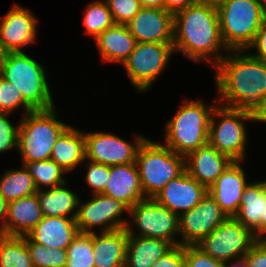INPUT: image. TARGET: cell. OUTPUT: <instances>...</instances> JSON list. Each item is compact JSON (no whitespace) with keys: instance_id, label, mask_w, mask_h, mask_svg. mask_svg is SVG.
<instances>
[{"instance_id":"cell-1","label":"cell","mask_w":266,"mask_h":267,"mask_svg":"<svg viewBox=\"0 0 266 267\" xmlns=\"http://www.w3.org/2000/svg\"><path fill=\"white\" fill-rule=\"evenodd\" d=\"M243 52L246 51L226 52L213 68L218 89L216 101L255 117L266 99V62Z\"/></svg>"},{"instance_id":"cell-2","label":"cell","mask_w":266,"mask_h":267,"mask_svg":"<svg viewBox=\"0 0 266 267\" xmlns=\"http://www.w3.org/2000/svg\"><path fill=\"white\" fill-rule=\"evenodd\" d=\"M173 47L196 63L209 60L214 68L225 56L221 50L229 51L221 37L217 9L194 3L176 12Z\"/></svg>"},{"instance_id":"cell-3","label":"cell","mask_w":266,"mask_h":267,"mask_svg":"<svg viewBox=\"0 0 266 267\" xmlns=\"http://www.w3.org/2000/svg\"><path fill=\"white\" fill-rule=\"evenodd\" d=\"M216 104L206 105L199 100L188 99L165 124V146L186 156L208 144L209 124Z\"/></svg>"},{"instance_id":"cell-4","label":"cell","mask_w":266,"mask_h":267,"mask_svg":"<svg viewBox=\"0 0 266 267\" xmlns=\"http://www.w3.org/2000/svg\"><path fill=\"white\" fill-rule=\"evenodd\" d=\"M55 106L28 112L20 121L18 147L22 164L50 160L57 139L70 126L56 117Z\"/></svg>"},{"instance_id":"cell-5","label":"cell","mask_w":266,"mask_h":267,"mask_svg":"<svg viewBox=\"0 0 266 267\" xmlns=\"http://www.w3.org/2000/svg\"><path fill=\"white\" fill-rule=\"evenodd\" d=\"M135 164L146 198H153L170 180L185 171L184 156L147 138L137 151Z\"/></svg>"},{"instance_id":"cell-6","label":"cell","mask_w":266,"mask_h":267,"mask_svg":"<svg viewBox=\"0 0 266 267\" xmlns=\"http://www.w3.org/2000/svg\"><path fill=\"white\" fill-rule=\"evenodd\" d=\"M217 13L221 37L229 51L247 50L266 22L257 0H226Z\"/></svg>"},{"instance_id":"cell-7","label":"cell","mask_w":266,"mask_h":267,"mask_svg":"<svg viewBox=\"0 0 266 267\" xmlns=\"http://www.w3.org/2000/svg\"><path fill=\"white\" fill-rule=\"evenodd\" d=\"M1 76L18 88L35 110L55 106L45 68L23 51L7 53Z\"/></svg>"},{"instance_id":"cell-8","label":"cell","mask_w":266,"mask_h":267,"mask_svg":"<svg viewBox=\"0 0 266 267\" xmlns=\"http://www.w3.org/2000/svg\"><path fill=\"white\" fill-rule=\"evenodd\" d=\"M215 116L221 117L218 123ZM243 121H254V116L217 105L211 114L208 144L233 161H244L248 133Z\"/></svg>"},{"instance_id":"cell-9","label":"cell","mask_w":266,"mask_h":267,"mask_svg":"<svg viewBox=\"0 0 266 267\" xmlns=\"http://www.w3.org/2000/svg\"><path fill=\"white\" fill-rule=\"evenodd\" d=\"M128 215L133 218L135 224L127 223L125 229L129 235L163 239L173 246L180 245V241L176 240L179 235V217L154 198H145L137 202L129 209ZM133 225L139 229L137 234L132 229Z\"/></svg>"},{"instance_id":"cell-10","label":"cell","mask_w":266,"mask_h":267,"mask_svg":"<svg viewBox=\"0 0 266 267\" xmlns=\"http://www.w3.org/2000/svg\"><path fill=\"white\" fill-rule=\"evenodd\" d=\"M174 52L173 43L137 42L130 56L123 63L135 89L149 91Z\"/></svg>"},{"instance_id":"cell-11","label":"cell","mask_w":266,"mask_h":267,"mask_svg":"<svg viewBox=\"0 0 266 267\" xmlns=\"http://www.w3.org/2000/svg\"><path fill=\"white\" fill-rule=\"evenodd\" d=\"M258 240L250 229L228 217L196 246L214 259L226 262L244 257Z\"/></svg>"},{"instance_id":"cell-12","label":"cell","mask_w":266,"mask_h":267,"mask_svg":"<svg viewBox=\"0 0 266 267\" xmlns=\"http://www.w3.org/2000/svg\"><path fill=\"white\" fill-rule=\"evenodd\" d=\"M128 214L129 208L121 201L105 194H93L89 201H79L75 222L80 233L92 234L95 227L101 226V232H110L125 228L128 221L121 217Z\"/></svg>"},{"instance_id":"cell-13","label":"cell","mask_w":266,"mask_h":267,"mask_svg":"<svg viewBox=\"0 0 266 267\" xmlns=\"http://www.w3.org/2000/svg\"><path fill=\"white\" fill-rule=\"evenodd\" d=\"M86 160L107 166L135 163L137 151L146 139L141 135H135L134 143L105 132L84 133Z\"/></svg>"},{"instance_id":"cell-14","label":"cell","mask_w":266,"mask_h":267,"mask_svg":"<svg viewBox=\"0 0 266 267\" xmlns=\"http://www.w3.org/2000/svg\"><path fill=\"white\" fill-rule=\"evenodd\" d=\"M227 218L208 192L193 209L179 216L180 245H196Z\"/></svg>"},{"instance_id":"cell-15","label":"cell","mask_w":266,"mask_h":267,"mask_svg":"<svg viewBox=\"0 0 266 267\" xmlns=\"http://www.w3.org/2000/svg\"><path fill=\"white\" fill-rule=\"evenodd\" d=\"M37 24L31 11L14 4L11 10L0 18V46L7 53L22 52V47L36 40Z\"/></svg>"},{"instance_id":"cell-16","label":"cell","mask_w":266,"mask_h":267,"mask_svg":"<svg viewBox=\"0 0 266 267\" xmlns=\"http://www.w3.org/2000/svg\"><path fill=\"white\" fill-rule=\"evenodd\" d=\"M126 25L137 42L173 43L174 14L165 9L141 7Z\"/></svg>"},{"instance_id":"cell-17","label":"cell","mask_w":266,"mask_h":267,"mask_svg":"<svg viewBox=\"0 0 266 267\" xmlns=\"http://www.w3.org/2000/svg\"><path fill=\"white\" fill-rule=\"evenodd\" d=\"M208 193V189L186 171L170 180L153 198L178 217L193 209Z\"/></svg>"},{"instance_id":"cell-18","label":"cell","mask_w":266,"mask_h":267,"mask_svg":"<svg viewBox=\"0 0 266 267\" xmlns=\"http://www.w3.org/2000/svg\"><path fill=\"white\" fill-rule=\"evenodd\" d=\"M240 162L233 161L208 188L210 195L228 217H234L238 212L242 193L248 185Z\"/></svg>"},{"instance_id":"cell-19","label":"cell","mask_w":266,"mask_h":267,"mask_svg":"<svg viewBox=\"0 0 266 267\" xmlns=\"http://www.w3.org/2000/svg\"><path fill=\"white\" fill-rule=\"evenodd\" d=\"M184 159L185 171L207 189L233 162L209 144L188 153Z\"/></svg>"},{"instance_id":"cell-20","label":"cell","mask_w":266,"mask_h":267,"mask_svg":"<svg viewBox=\"0 0 266 267\" xmlns=\"http://www.w3.org/2000/svg\"><path fill=\"white\" fill-rule=\"evenodd\" d=\"M101 194L121 201L129 209L145 199L136 164L110 166V178Z\"/></svg>"},{"instance_id":"cell-21","label":"cell","mask_w":266,"mask_h":267,"mask_svg":"<svg viewBox=\"0 0 266 267\" xmlns=\"http://www.w3.org/2000/svg\"><path fill=\"white\" fill-rule=\"evenodd\" d=\"M78 233L75 218L43 216L26 237L47 248L67 249Z\"/></svg>"},{"instance_id":"cell-22","label":"cell","mask_w":266,"mask_h":267,"mask_svg":"<svg viewBox=\"0 0 266 267\" xmlns=\"http://www.w3.org/2000/svg\"><path fill=\"white\" fill-rule=\"evenodd\" d=\"M43 218L37 194L8 202L6 236H26Z\"/></svg>"},{"instance_id":"cell-23","label":"cell","mask_w":266,"mask_h":267,"mask_svg":"<svg viewBox=\"0 0 266 267\" xmlns=\"http://www.w3.org/2000/svg\"><path fill=\"white\" fill-rule=\"evenodd\" d=\"M128 233L125 228L93 233L95 267H124Z\"/></svg>"},{"instance_id":"cell-24","label":"cell","mask_w":266,"mask_h":267,"mask_svg":"<svg viewBox=\"0 0 266 267\" xmlns=\"http://www.w3.org/2000/svg\"><path fill=\"white\" fill-rule=\"evenodd\" d=\"M95 40L104 62H118L122 65L137 44L127 25L122 24H114L107 28Z\"/></svg>"},{"instance_id":"cell-25","label":"cell","mask_w":266,"mask_h":267,"mask_svg":"<svg viewBox=\"0 0 266 267\" xmlns=\"http://www.w3.org/2000/svg\"><path fill=\"white\" fill-rule=\"evenodd\" d=\"M266 181L250 182L244 188L234 218L260 239V219H265Z\"/></svg>"},{"instance_id":"cell-26","label":"cell","mask_w":266,"mask_h":267,"mask_svg":"<svg viewBox=\"0 0 266 267\" xmlns=\"http://www.w3.org/2000/svg\"><path fill=\"white\" fill-rule=\"evenodd\" d=\"M50 160L55 161L66 172L73 171L80 164H85V137L83 131L81 132L70 125L55 142Z\"/></svg>"},{"instance_id":"cell-27","label":"cell","mask_w":266,"mask_h":267,"mask_svg":"<svg viewBox=\"0 0 266 267\" xmlns=\"http://www.w3.org/2000/svg\"><path fill=\"white\" fill-rule=\"evenodd\" d=\"M172 247L170 242L163 239L144 238L128 234L124 267H151Z\"/></svg>"},{"instance_id":"cell-28","label":"cell","mask_w":266,"mask_h":267,"mask_svg":"<svg viewBox=\"0 0 266 267\" xmlns=\"http://www.w3.org/2000/svg\"><path fill=\"white\" fill-rule=\"evenodd\" d=\"M66 183L49 188L37 190V198L46 217L75 218L80 199L79 195L66 187ZM76 209V210H75Z\"/></svg>"},{"instance_id":"cell-29","label":"cell","mask_w":266,"mask_h":267,"mask_svg":"<svg viewBox=\"0 0 266 267\" xmlns=\"http://www.w3.org/2000/svg\"><path fill=\"white\" fill-rule=\"evenodd\" d=\"M37 193V188L27 168L9 169L0 175V194L7 201H14Z\"/></svg>"},{"instance_id":"cell-30","label":"cell","mask_w":266,"mask_h":267,"mask_svg":"<svg viewBox=\"0 0 266 267\" xmlns=\"http://www.w3.org/2000/svg\"><path fill=\"white\" fill-rule=\"evenodd\" d=\"M0 267H34L24 236L0 234Z\"/></svg>"},{"instance_id":"cell-31","label":"cell","mask_w":266,"mask_h":267,"mask_svg":"<svg viewBox=\"0 0 266 267\" xmlns=\"http://www.w3.org/2000/svg\"><path fill=\"white\" fill-rule=\"evenodd\" d=\"M24 166L32 176L37 190L45 186L49 189L68 183L64 177L67 172L53 160L26 162Z\"/></svg>"},{"instance_id":"cell-32","label":"cell","mask_w":266,"mask_h":267,"mask_svg":"<svg viewBox=\"0 0 266 267\" xmlns=\"http://www.w3.org/2000/svg\"><path fill=\"white\" fill-rule=\"evenodd\" d=\"M84 14L83 24L85 26V33L94 39L115 24L104 0L90 2Z\"/></svg>"},{"instance_id":"cell-33","label":"cell","mask_w":266,"mask_h":267,"mask_svg":"<svg viewBox=\"0 0 266 267\" xmlns=\"http://www.w3.org/2000/svg\"><path fill=\"white\" fill-rule=\"evenodd\" d=\"M66 267H94L93 233H78L67 247Z\"/></svg>"},{"instance_id":"cell-34","label":"cell","mask_w":266,"mask_h":267,"mask_svg":"<svg viewBox=\"0 0 266 267\" xmlns=\"http://www.w3.org/2000/svg\"><path fill=\"white\" fill-rule=\"evenodd\" d=\"M34 267H66L67 250L47 248L45 245L31 242L24 236Z\"/></svg>"},{"instance_id":"cell-35","label":"cell","mask_w":266,"mask_h":267,"mask_svg":"<svg viewBox=\"0 0 266 267\" xmlns=\"http://www.w3.org/2000/svg\"><path fill=\"white\" fill-rule=\"evenodd\" d=\"M24 106V115L35 110L22 96V93L10 81L0 75V113L12 114L15 109Z\"/></svg>"},{"instance_id":"cell-36","label":"cell","mask_w":266,"mask_h":267,"mask_svg":"<svg viewBox=\"0 0 266 267\" xmlns=\"http://www.w3.org/2000/svg\"><path fill=\"white\" fill-rule=\"evenodd\" d=\"M115 24L126 25L141 9L140 0H105Z\"/></svg>"},{"instance_id":"cell-37","label":"cell","mask_w":266,"mask_h":267,"mask_svg":"<svg viewBox=\"0 0 266 267\" xmlns=\"http://www.w3.org/2000/svg\"><path fill=\"white\" fill-rule=\"evenodd\" d=\"M86 183L92 188L93 194H101L110 178V166L94 162L87 163Z\"/></svg>"},{"instance_id":"cell-38","label":"cell","mask_w":266,"mask_h":267,"mask_svg":"<svg viewBox=\"0 0 266 267\" xmlns=\"http://www.w3.org/2000/svg\"><path fill=\"white\" fill-rule=\"evenodd\" d=\"M185 267H225L224 262L204 253L196 245L184 246Z\"/></svg>"},{"instance_id":"cell-39","label":"cell","mask_w":266,"mask_h":267,"mask_svg":"<svg viewBox=\"0 0 266 267\" xmlns=\"http://www.w3.org/2000/svg\"><path fill=\"white\" fill-rule=\"evenodd\" d=\"M9 113H0V153L18 147L19 125L14 126L8 119Z\"/></svg>"},{"instance_id":"cell-40","label":"cell","mask_w":266,"mask_h":267,"mask_svg":"<svg viewBox=\"0 0 266 267\" xmlns=\"http://www.w3.org/2000/svg\"><path fill=\"white\" fill-rule=\"evenodd\" d=\"M151 267H185L184 246L175 245Z\"/></svg>"},{"instance_id":"cell-41","label":"cell","mask_w":266,"mask_h":267,"mask_svg":"<svg viewBox=\"0 0 266 267\" xmlns=\"http://www.w3.org/2000/svg\"><path fill=\"white\" fill-rule=\"evenodd\" d=\"M244 258L248 267H266V239H259Z\"/></svg>"},{"instance_id":"cell-42","label":"cell","mask_w":266,"mask_h":267,"mask_svg":"<svg viewBox=\"0 0 266 267\" xmlns=\"http://www.w3.org/2000/svg\"><path fill=\"white\" fill-rule=\"evenodd\" d=\"M251 49H257V53H250L252 56L261 60H266V22L257 31L254 41L247 48V51Z\"/></svg>"},{"instance_id":"cell-43","label":"cell","mask_w":266,"mask_h":267,"mask_svg":"<svg viewBox=\"0 0 266 267\" xmlns=\"http://www.w3.org/2000/svg\"><path fill=\"white\" fill-rule=\"evenodd\" d=\"M196 3L195 0H164V9L173 14Z\"/></svg>"},{"instance_id":"cell-44","label":"cell","mask_w":266,"mask_h":267,"mask_svg":"<svg viewBox=\"0 0 266 267\" xmlns=\"http://www.w3.org/2000/svg\"><path fill=\"white\" fill-rule=\"evenodd\" d=\"M8 202L0 194V234L5 235V221L7 217Z\"/></svg>"},{"instance_id":"cell-45","label":"cell","mask_w":266,"mask_h":267,"mask_svg":"<svg viewBox=\"0 0 266 267\" xmlns=\"http://www.w3.org/2000/svg\"><path fill=\"white\" fill-rule=\"evenodd\" d=\"M140 4L141 7L164 9V0H140Z\"/></svg>"},{"instance_id":"cell-46","label":"cell","mask_w":266,"mask_h":267,"mask_svg":"<svg viewBox=\"0 0 266 267\" xmlns=\"http://www.w3.org/2000/svg\"><path fill=\"white\" fill-rule=\"evenodd\" d=\"M231 261H233L234 263L233 264L230 263ZM224 264H225V267H248L247 262L244 257L226 261L224 262Z\"/></svg>"},{"instance_id":"cell-47","label":"cell","mask_w":266,"mask_h":267,"mask_svg":"<svg viewBox=\"0 0 266 267\" xmlns=\"http://www.w3.org/2000/svg\"><path fill=\"white\" fill-rule=\"evenodd\" d=\"M198 4H204L213 8H219L226 0H195Z\"/></svg>"},{"instance_id":"cell-48","label":"cell","mask_w":266,"mask_h":267,"mask_svg":"<svg viewBox=\"0 0 266 267\" xmlns=\"http://www.w3.org/2000/svg\"><path fill=\"white\" fill-rule=\"evenodd\" d=\"M254 121L266 123V99L263 101L261 110L255 115Z\"/></svg>"},{"instance_id":"cell-49","label":"cell","mask_w":266,"mask_h":267,"mask_svg":"<svg viewBox=\"0 0 266 267\" xmlns=\"http://www.w3.org/2000/svg\"><path fill=\"white\" fill-rule=\"evenodd\" d=\"M266 203H265V219H260V239H266Z\"/></svg>"},{"instance_id":"cell-50","label":"cell","mask_w":266,"mask_h":267,"mask_svg":"<svg viewBox=\"0 0 266 267\" xmlns=\"http://www.w3.org/2000/svg\"><path fill=\"white\" fill-rule=\"evenodd\" d=\"M7 52L0 46V75L2 74V68L6 58Z\"/></svg>"},{"instance_id":"cell-51","label":"cell","mask_w":266,"mask_h":267,"mask_svg":"<svg viewBox=\"0 0 266 267\" xmlns=\"http://www.w3.org/2000/svg\"><path fill=\"white\" fill-rule=\"evenodd\" d=\"M263 14L266 16V0H257Z\"/></svg>"}]
</instances>
